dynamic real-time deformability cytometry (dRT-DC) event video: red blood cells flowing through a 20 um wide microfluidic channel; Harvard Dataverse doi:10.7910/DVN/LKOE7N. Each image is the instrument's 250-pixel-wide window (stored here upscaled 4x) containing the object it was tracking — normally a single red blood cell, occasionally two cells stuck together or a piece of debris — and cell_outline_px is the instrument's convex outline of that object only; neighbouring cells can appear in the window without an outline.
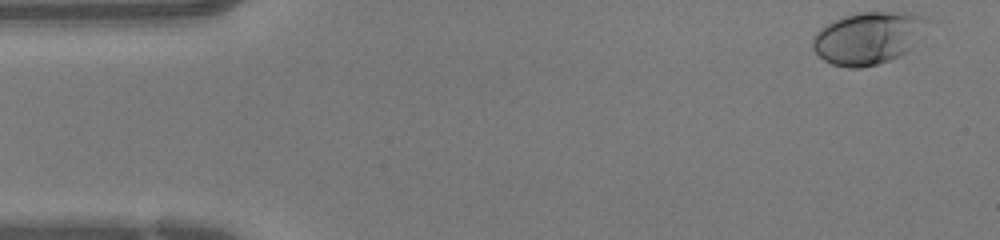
{"species": "human", "species_latin": "Homo sapiens", "temperature_condition": "warm", "stored_images_in_passage": 43, "camera_frame_rate_fps": 3000, "um_per_image_px": 0.085, "donor": {"sex": "female"}, "frame": {"image": 1, "passage_image": 1, "time_ms": 0.0, "image_size_px": [1000, 240], "cell_outline_px": [[928, 20], [908, 52], [900, 56], [876, 64], [860, 68], [848, 68], [832, 64], [824, 60], [812, 48], [812, 36], [824, 24], [844, 16], [860, 12], [912, 12]], "centroid_in_image_um": [73.72, 3.23], "position_along_channel_um": 11.3, "area_um2": 34.68}}
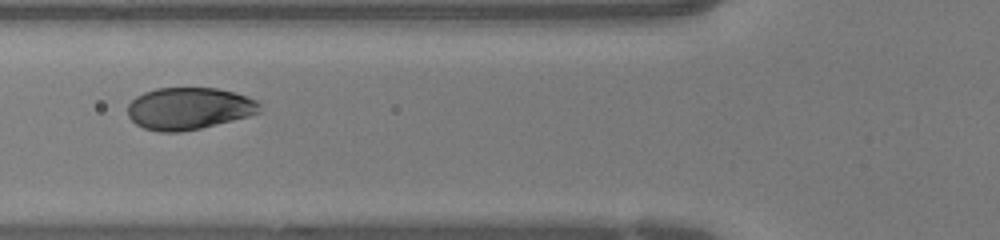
{"frame": {"image": 2, "passage_image": 15, "time_ms": 4.667, "image_size_px": [1000, 240], "cell_outline_px": [[260, 112], [248, 116], [200, 128], [180, 132], [160, 132], [144, 128], [136, 124], [128, 116], [128, 104], [136, 96], [144, 92], [156, 88], [216, 88], [232, 92], [256, 100], [260, 104]], "centroid_in_image_um": [16.02, 9.22], "position_along_channel_um": 109.8, "area_um2": 32.14}}
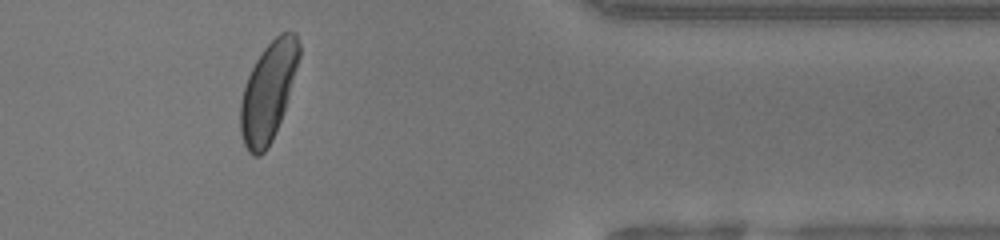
{"frame": {"image": 3, "passage_image": 35, "time_ms": 11.333, "image_size_px": [1000, 240], "cell_outline_px": [[300, 56], [284, 112], [276, 132], [268, 148], [260, 156], [252, 156], [248, 152], [244, 144], [240, 132], [240, 104], [244, 84], [256, 60], [264, 48], [280, 32], [296, 32], [300, 44]], "centroid_in_image_um": [22.8, 7.81], "position_along_channel_um": 388.6, "area_um2": 33.87}}